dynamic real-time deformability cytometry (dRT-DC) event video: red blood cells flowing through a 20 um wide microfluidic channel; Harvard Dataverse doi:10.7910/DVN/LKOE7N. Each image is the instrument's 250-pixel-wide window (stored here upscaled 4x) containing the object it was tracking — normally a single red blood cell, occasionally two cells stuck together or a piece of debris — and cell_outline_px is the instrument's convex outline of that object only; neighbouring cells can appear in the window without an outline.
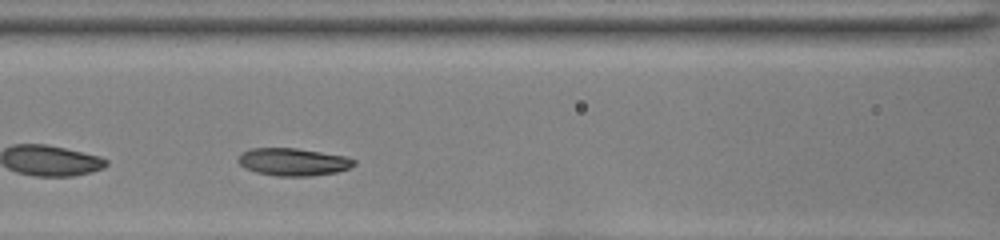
{"species": "common noctule bat (a hibernating species)", "species_latin": "Nyctalus noctula", "temperature_condition": "room temperature", "stored_images_in_passage": 30, "camera_frame_rate_fps": 3000, "um_per_image_px": 0.085, "animal": {"sex": "female", "body_mass_g": 22.0, "forearm_length_mm": 56.7}, "frame": {"image": 1, "passage_image": 9, "time_ms": 2.667, "image_size_px": [1000, 240], "cell_outline_px": [[356, 164], [348, 168], [336, 172], [312, 176], [276, 176], [256, 172], [244, 168], [236, 160], [240, 152], [252, 148], [296, 148], [344, 156], [356, 160]], "centroid_in_image_um": [24.87, 13.76], "position_along_channel_um": 141.7, "area_um2": 18.67}}
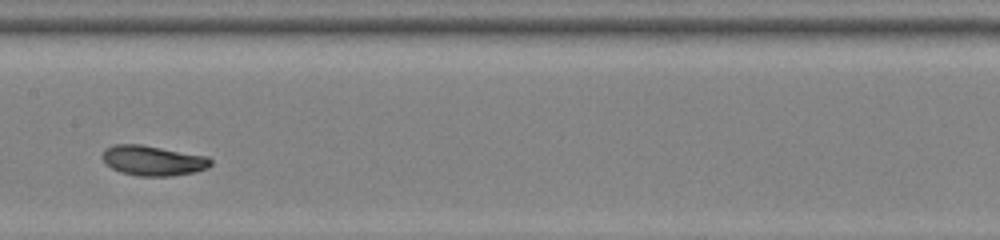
{"frame": {"image": 2, "passage_image": 13, "time_ms": 4.0, "image_size_px": [1000, 240], "cell_outline_px": [[212, 164], [208, 168], [192, 172], [172, 176], [136, 176], [120, 172], [112, 168], [100, 156], [108, 148], [116, 144], [140, 144], [208, 156], [212, 160]], "centroid_in_image_um": [13.03, 13.65], "position_along_channel_um": 194.4, "area_um2": 18.9}}
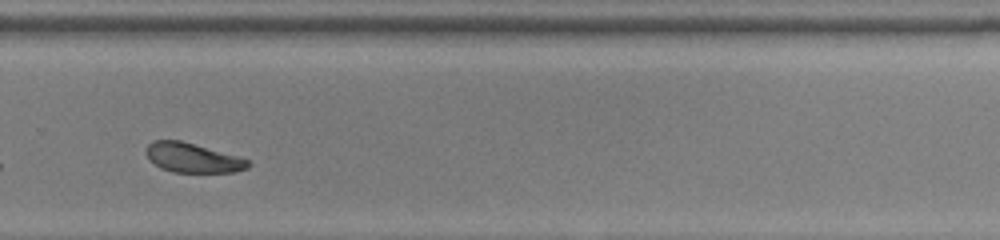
{"frame": {"image": 3, "passage_image": 22, "time_ms": 7.0, "image_size_px": [1000, 240], "cell_outline_px": [[252, 164], [248, 168], [232, 172], [172, 172], [160, 168], [144, 152], [148, 144], [152, 140], [180, 140], [244, 156]], "centroid_in_image_um": [16.44, 13.4], "position_along_channel_um": 313.4, "area_um2": 17.86}, "authors_computed_cell_mechanics": {"area_um2": 18.8428, "velocity_mm_per_s": 3.9726, "shape_relaxation_time_tau1_ms": 2.4711, "shape_relaxation_time_tau2_ms": 3.0026, "deformation_change_tau1": 0.1317, "deformation_change_tau2": 0.0817}}